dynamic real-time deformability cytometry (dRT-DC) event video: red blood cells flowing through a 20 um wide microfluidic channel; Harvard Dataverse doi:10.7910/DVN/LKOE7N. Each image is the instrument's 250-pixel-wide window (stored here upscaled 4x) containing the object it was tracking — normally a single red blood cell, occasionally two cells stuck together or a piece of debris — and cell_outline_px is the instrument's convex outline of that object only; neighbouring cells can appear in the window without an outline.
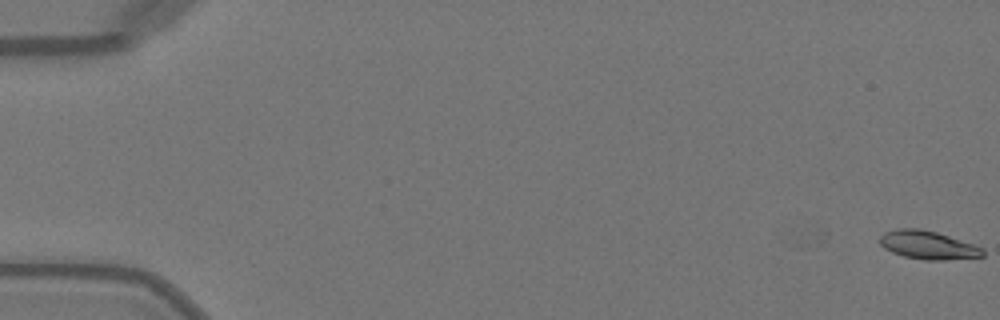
{"species": "Egyptian fruit bat (a non-hibernating species)", "species_latin": "Rousettus aegyptiacus", "temperature_condition": "warm", "stored_images_in_passage": 21, "camera_frame_rate_fps": 3000, "um_per_image_px": 0.085, "animal": {"sex": "female"}, "frame": {"image": 1, "passage_image": 1, "time_ms": 0.0, "image_size_px": [1000, 320], "cell_outline_px": [[984, 256], [944, 260], [924, 260], [904, 256], [892, 252], [884, 248], [880, 244], [880, 236], [884, 232], [896, 228], [920, 228], [936, 232], [984, 248]], "centroid_in_image_um": [78.85, 20.82], "position_along_channel_um": 6.2, "area_um2": 16.94}}
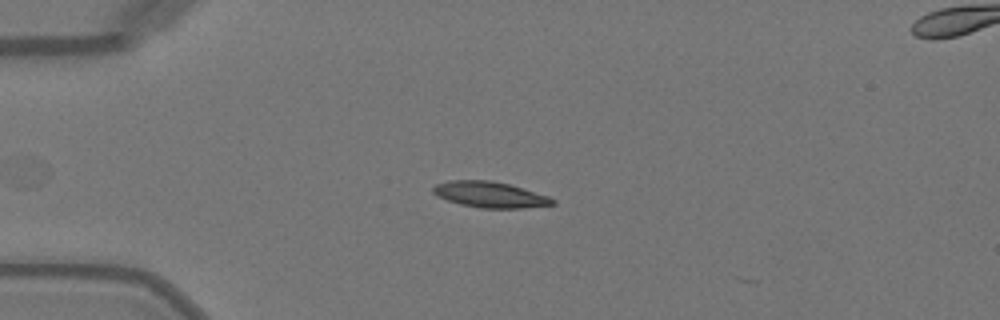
{"frame": {"image": 2, "passage_image": 14, "time_ms": 4.333, "image_size_px": [1000, 320], "cell_outline_px": [[556, 204], [520, 208], [480, 208], [460, 204], [436, 196], [432, 192], [432, 188], [436, 184], [448, 180], [492, 180], [508, 184], [548, 196], [556, 200]], "centroid_in_image_um": [41.61, 16.54], "position_along_channel_um": 43.4, "area_um2": 17.98}}
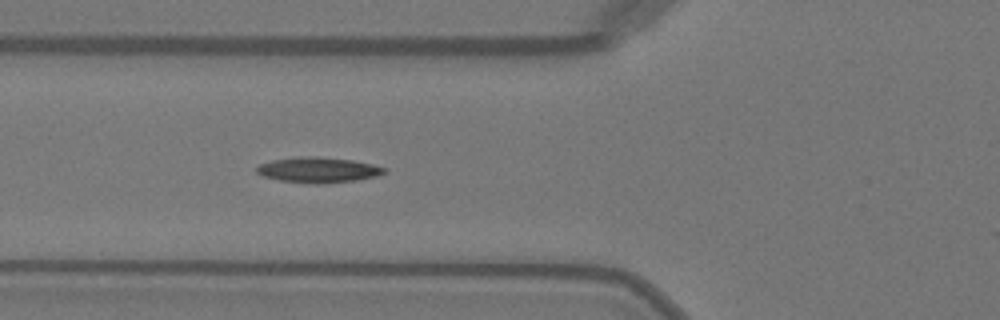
{"frame": {"image": 3, "passage_image": 20, "time_ms": 6.333, "image_size_px": [1000, 320], "cell_outline_px": [[388, 172], [376, 176], [356, 180], [316, 184], [280, 180], [264, 176], [256, 172], [256, 168], [260, 164], [272, 160], [300, 156], [316, 156], [352, 160], [372, 164], [388, 168]], "centroid_in_image_um": [27.08, 14.43], "position_along_channel_um": 98.7, "area_um2": 18.84}}